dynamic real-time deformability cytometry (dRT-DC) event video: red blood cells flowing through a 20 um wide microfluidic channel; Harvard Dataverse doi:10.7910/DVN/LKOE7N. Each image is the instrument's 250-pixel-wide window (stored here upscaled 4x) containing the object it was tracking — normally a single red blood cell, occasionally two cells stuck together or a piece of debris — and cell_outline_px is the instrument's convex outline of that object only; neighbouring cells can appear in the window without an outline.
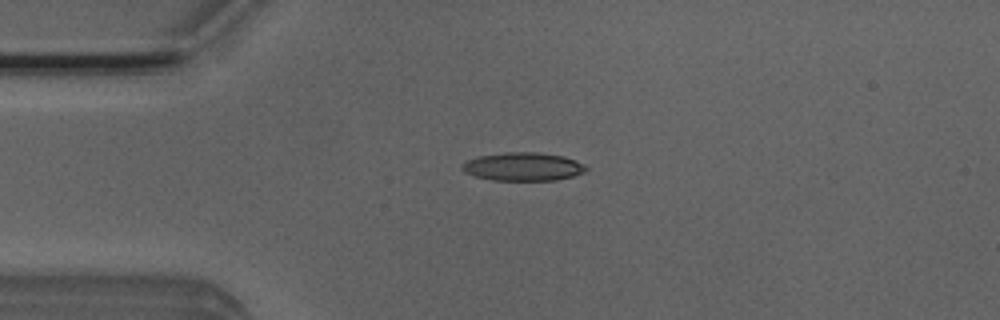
{"species": "Egyptian fruit bat (a non-hibernating species)", "species_latin": "Rousettus aegyptiacus", "temperature_condition": "room temperature", "stored_images_in_passage": 41, "camera_frame_rate_fps": 3000, "um_per_image_px": 0.085, "animal": {"sex": "male"}, "frame": {"image": 1, "passage_image": 2, "time_ms": 0.333, "image_size_px": [1000, 320], "cell_outline_px": [[588, 168], [584, 172], [572, 176], [556, 180], [492, 180], [476, 176], [464, 172], [460, 168], [468, 160], [480, 156], [508, 152], [540, 152], [564, 156], [576, 160], [584, 164]], "centroid_in_image_um": [44.5, 14.16], "position_along_channel_um": 40.5, "area_um2": 20.35}}
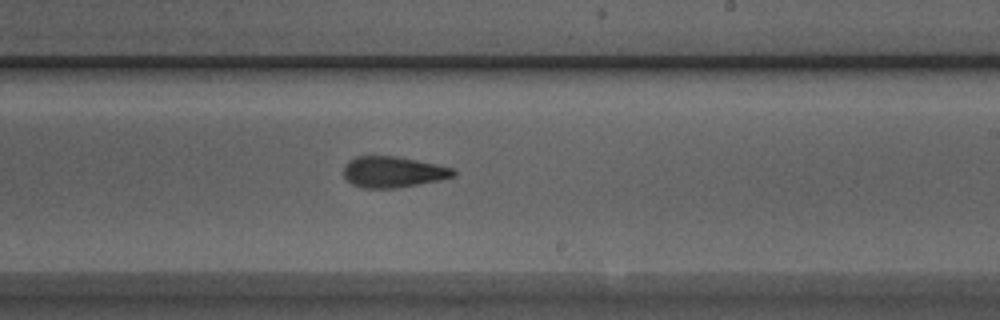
{"frame": {"image": 2, "passage_image": 20, "time_ms": 6.333, "image_size_px": [1000, 320], "cell_outline_px": [[456, 176], [440, 180], [396, 188], [364, 188], [352, 184], [344, 176], [344, 164], [348, 160], [356, 156], [396, 156], [436, 164], [452, 168], [456, 172]], "centroid_in_image_um": [33.4, 14.61], "position_along_channel_um": 255.6, "area_um2": 19.83}}
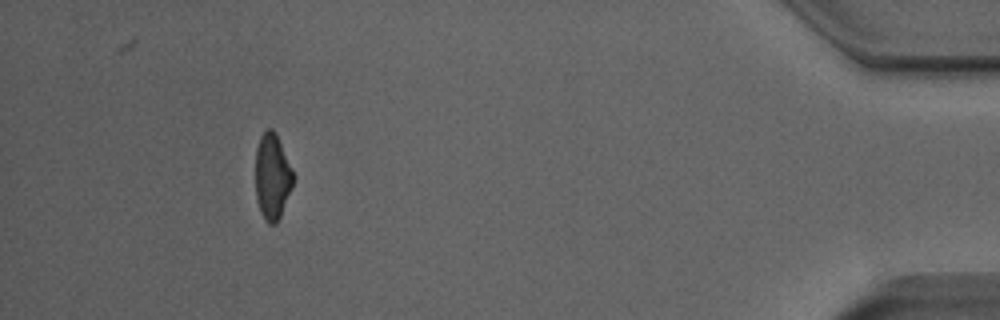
{"frame": {"image": 3, "passage_image": 37, "time_ms": 12.0, "image_size_px": [1000, 320], "cell_outline_px": [[292, 188], [280, 216], [276, 224], [268, 224], [264, 220], [260, 212], [256, 196], [256, 148], [260, 136], [268, 128], [272, 128], [276, 132], [292, 168]], "centroid_in_image_um": [23.13, 15.01], "position_along_channel_um": 412.1, "area_um2": 18.84}, "authors_computed_cell_mechanics": {"area_um2": 20.2878, "velocity_mm_per_s": 3.9576, "shape_relaxation_time_tau1_ms": 5.5249, "shape_relaxation_time_tau2_ms": 3.1547, "deformation_change_tau1": 0.1575, "deformation_change_tau2": 0.1212}}